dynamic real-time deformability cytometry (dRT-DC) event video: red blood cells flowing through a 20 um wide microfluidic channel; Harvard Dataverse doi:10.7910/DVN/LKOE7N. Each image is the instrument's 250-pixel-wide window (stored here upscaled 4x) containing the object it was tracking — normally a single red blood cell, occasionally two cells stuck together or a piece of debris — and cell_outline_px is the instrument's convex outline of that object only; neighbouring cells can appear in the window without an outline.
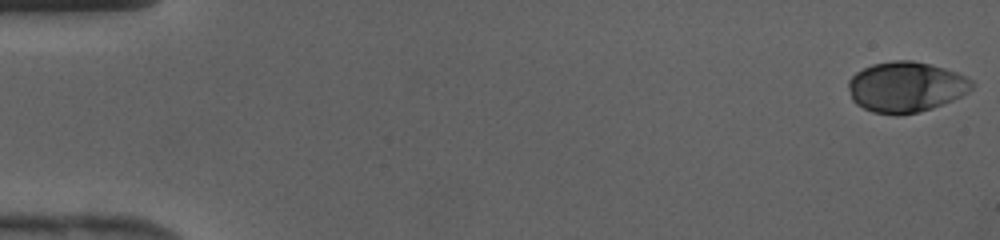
{"species": "human", "species_latin": "Homo sapiens", "temperature_condition": "cold", "stored_images_in_passage": 43, "camera_frame_rate_fps": 3000, "um_per_image_px": 0.085, "donor": {"sex": "female"}, "frame": {"image": 1, "passage_image": 1, "time_ms": 0.0, "image_size_px": [1000, 240], "cell_outline_px": [[976, 84], [968, 92], [952, 100], [932, 108], [920, 112], [896, 116], [872, 112], [856, 104], [852, 100], [848, 88], [848, 80], [856, 72], [872, 64], [896, 60], [912, 60], [944, 68], [956, 72], [972, 80]], "centroid_in_image_um": [76.99, 7.4], "position_along_channel_um": 8.0, "area_um2": 36.47}}
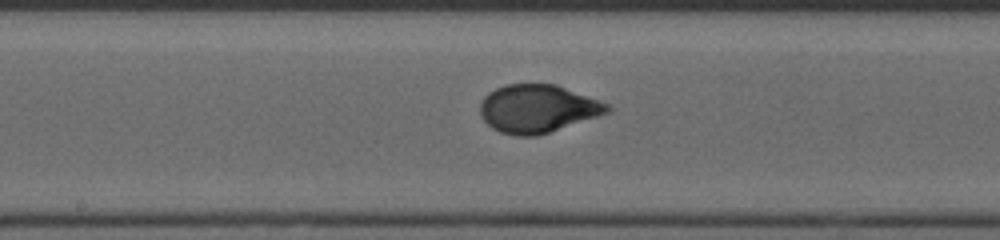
{"frame": {"image": 2, "passage_image": 23, "time_ms": 7.333, "image_size_px": [1000, 240], "cell_outline_px": [[612, 108], [608, 112], [536, 136], [516, 136], [500, 132], [492, 128], [480, 116], [480, 104], [484, 96], [488, 92], [504, 84], [556, 84], [600, 100], [608, 104]], "centroid_in_image_um": [45.65, 9.22], "position_along_channel_um": 202.5, "area_um2": 35.37}}
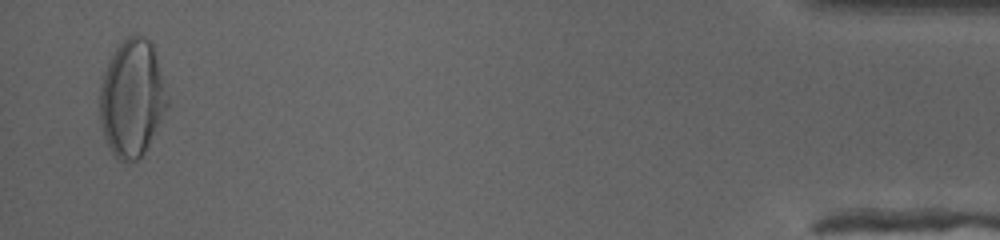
{"frame": {"image": 3, "passage_image": 42, "time_ms": 13.667, "image_size_px": [1000, 240], "cell_outline_px": [[168, 104], [144, 152], [136, 160], [120, 160], [112, 152], [104, 136], [100, 120], [100, 84], [108, 60], [116, 48], [128, 36], [140, 36], [148, 40], [152, 44], [164, 84], [168, 100]], "centroid_in_image_um": [11.19, 8.33], "position_along_channel_um": 424.0, "area_um2": 45.08}}